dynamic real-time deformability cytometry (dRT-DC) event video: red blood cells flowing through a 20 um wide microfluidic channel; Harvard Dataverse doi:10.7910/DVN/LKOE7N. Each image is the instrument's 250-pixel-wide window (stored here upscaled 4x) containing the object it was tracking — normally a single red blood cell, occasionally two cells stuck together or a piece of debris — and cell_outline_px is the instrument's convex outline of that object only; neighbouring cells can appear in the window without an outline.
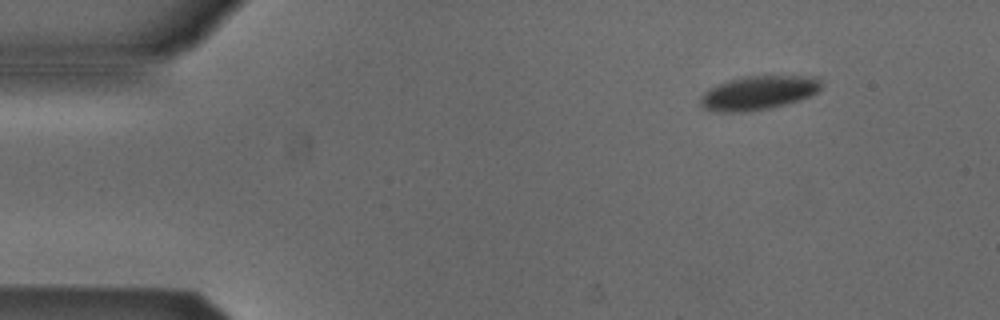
{"species": "Egyptian fruit bat (a non-hibernating species)", "species_latin": "Rousettus aegyptiacus", "temperature_condition": "cold", "stored_images_in_passage": 47, "camera_frame_rate_fps": 3000, "um_per_image_px": 0.085, "animal": {"sex": "male"}, "frame": {"image": 1, "passage_image": 1, "time_ms": 0.0, "image_size_px": [1000, 320], "cell_outline_px": [[820, 88], [816, 92], [808, 96], [784, 104], [768, 108], [740, 112], [720, 112], [704, 108], [700, 104], [700, 100], [704, 92], [720, 84], [744, 76], [816, 76], [820, 80]], "centroid_in_image_um": [64.46, 7.88], "position_along_channel_um": 20.5, "area_um2": 23.24}}
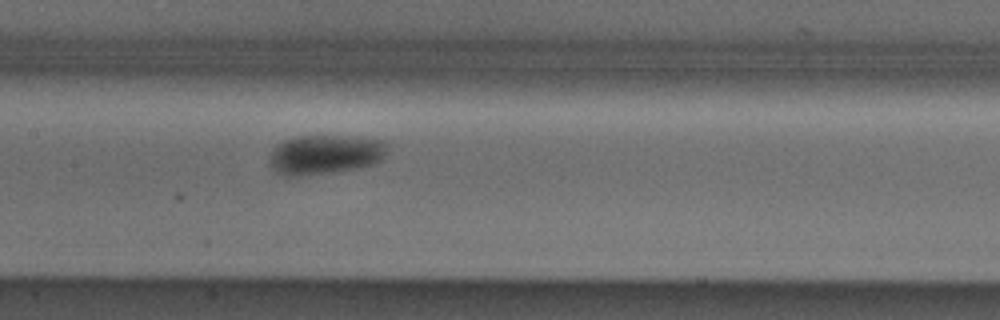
{"frame": {"image": 2, "passage_image": 20, "time_ms": 6.333, "image_size_px": [1000, 320], "cell_outline_px": [[388, 144], [380, 160], [372, 164], [356, 168], [308, 176], [284, 176], [276, 172], [268, 164], [268, 156], [276, 144], [284, 140], [296, 136], [344, 136], [380, 140]], "centroid_in_image_um": [27.52, 13.14], "position_along_channel_um": 179.9, "area_um2": 27.17}}
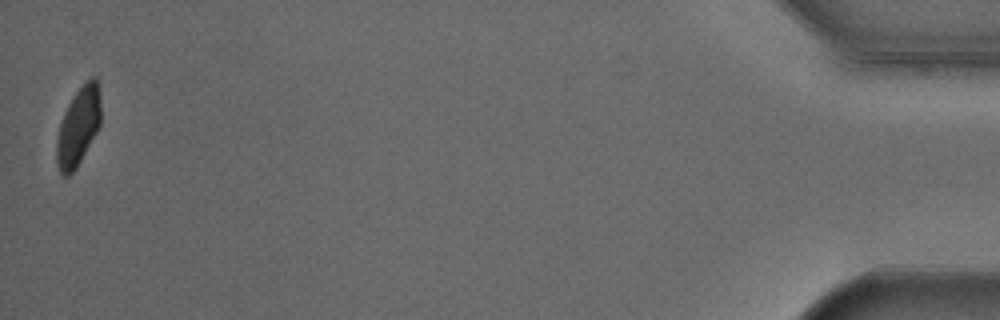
{"frame": {"image": 3, "passage_image": 47, "time_ms": 15.333, "image_size_px": [1000, 320], "cell_outline_px": [[100, 124], [96, 132], [76, 168], [68, 176], [64, 176], [60, 172], [56, 160], [56, 140], [60, 124], [68, 104], [76, 92], [92, 76], [96, 76], [100, 92]], "centroid_in_image_um": [6.65, 10.75], "position_along_channel_um": 428.5, "area_um2": 19.83}, "authors_computed_cell_mechanics": {"area_um2": 24.7384, "velocity_mm_per_s": 3.8538, "shape_relaxation_time_tau1_ms": 2.4603, "shape_relaxation_time_tau2_ms": null, "deformation_change_tau1": 0.0851, "deformation_change_tau2": null}}